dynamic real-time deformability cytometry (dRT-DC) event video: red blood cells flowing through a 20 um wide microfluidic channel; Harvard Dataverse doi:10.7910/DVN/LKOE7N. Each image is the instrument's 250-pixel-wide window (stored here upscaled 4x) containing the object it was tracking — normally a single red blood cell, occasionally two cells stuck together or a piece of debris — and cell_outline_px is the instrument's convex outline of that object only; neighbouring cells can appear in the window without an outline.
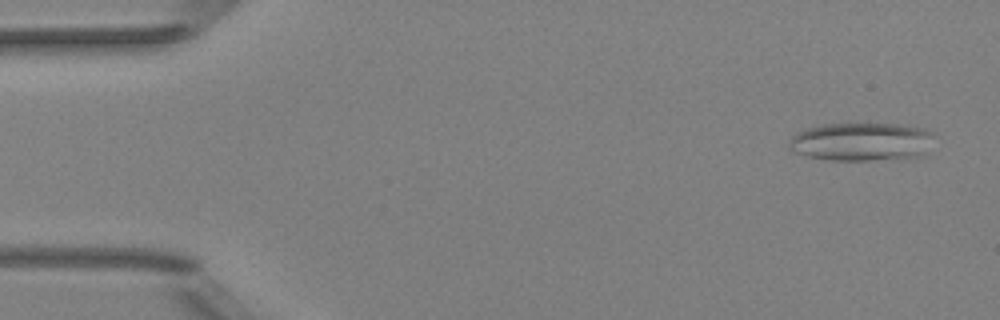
{"species": "Egyptian fruit bat (a non-hibernating species)", "species_latin": "Rousettus aegyptiacus", "temperature_condition": "room temperature", "stored_images_in_passage": 5, "camera_frame_rate_fps": 3000, "um_per_image_px": 0.085, "animal": {"sex": "female"}, "frame": {"image": 1, "passage_image": 1, "time_ms": 0.0, "image_size_px": [1000, 320], "cell_outline_px": [[932, 136], [924, 152], [916, 156], [868, 160], [832, 160], [808, 156], [792, 152], [788, 144], [792, 136], [796, 132], [804, 128], [824, 124], [896, 124], [924, 128], [932, 132]], "centroid_in_image_um": [73.13, 12.03], "position_along_channel_um": 11.9, "area_um2": 31.96}}
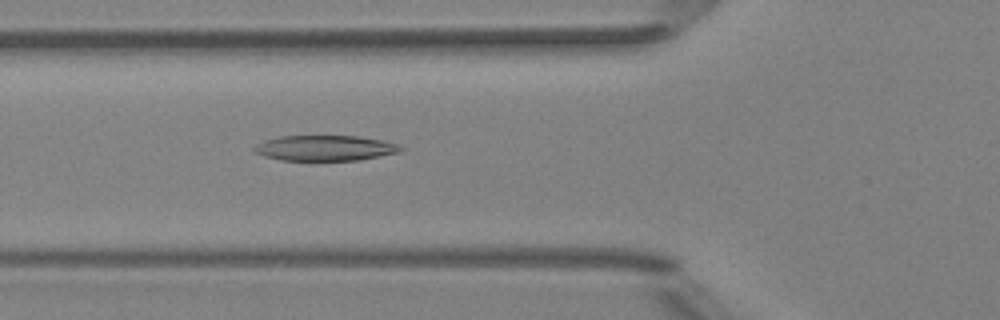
{"frame": {"image": 2, "passage_image": 5, "time_ms": 5.333, "image_size_px": [1000, 320], "cell_outline_px": [[404, 148], [400, 152], [360, 160], [280, 160], [264, 156], [252, 152], [252, 148], [256, 144], [264, 140], [280, 136], [360, 136], [384, 140], [396, 144]], "centroid_in_image_um": [27.6, 12.58], "position_along_channel_um": 98.2, "area_um2": 21.85}}